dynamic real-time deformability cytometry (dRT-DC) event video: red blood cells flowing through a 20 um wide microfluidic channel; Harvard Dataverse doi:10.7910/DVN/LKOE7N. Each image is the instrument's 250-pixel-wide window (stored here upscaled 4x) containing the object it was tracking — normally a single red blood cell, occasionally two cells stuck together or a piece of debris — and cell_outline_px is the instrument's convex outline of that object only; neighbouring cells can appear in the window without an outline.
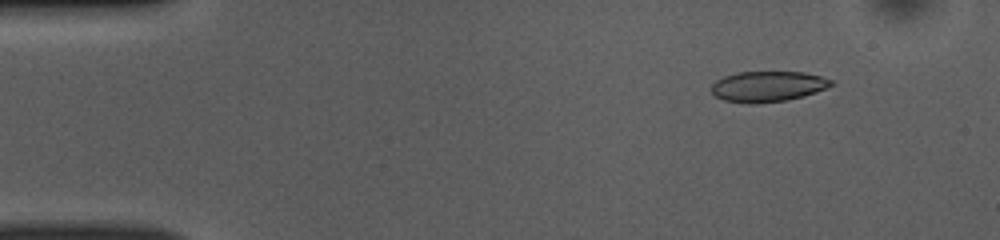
{"species": "common noctule bat (a hibernating species)", "species_latin": "Nyctalus noctula", "temperature_condition": "room temperature", "stored_images_in_passage": 46, "camera_frame_rate_fps": 3000, "um_per_image_px": 0.085, "animal": {"sex": "female", "body_mass_g": 10.0, "forearm_length_mm": 53.1}, "frame": {"image": 1, "passage_image": 2, "time_ms": 0.333, "image_size_px": [1000, 240], "cell_outline_px": [[836, 84], [816, 92], [804, 96], [788, 100], [756, 104], [748, 104], [724, 100], [716, 96], [712, 92], [712, 84], [716, 80], [724, 76], [736, 72], [804, 72], [820, 76], [832, 80]], "centroid_in_image_um": [65.28, 7.35], "position_along_channel_um": 19.7, "area_um2": 21.5}}
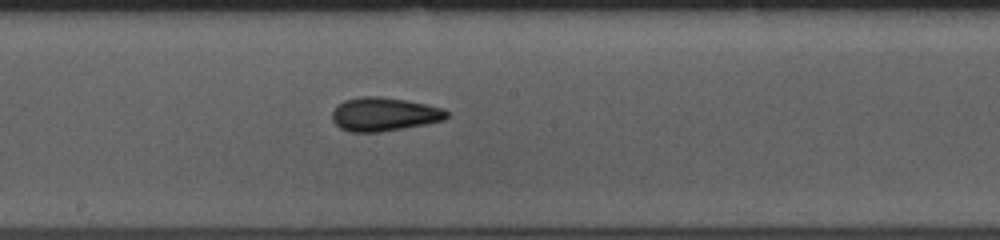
{"frame": {"image": 2, "passage_image": 23, "time_ms": 7.333, "image_size_px": [1000, 240], "cell_outline_px": [[452, 116], [444, 120], [404, 128], [380, 132], [352, 132], [340, 128], [332, 120], [332, 112], [336, 104], [344, 100], [364, 96], [380, 96], [404, 100], [444, 108]], "centroid_in_image_um": [32.65, 9.71], "position_along_channel_um": 215.6, "area_um2": 22.54}}
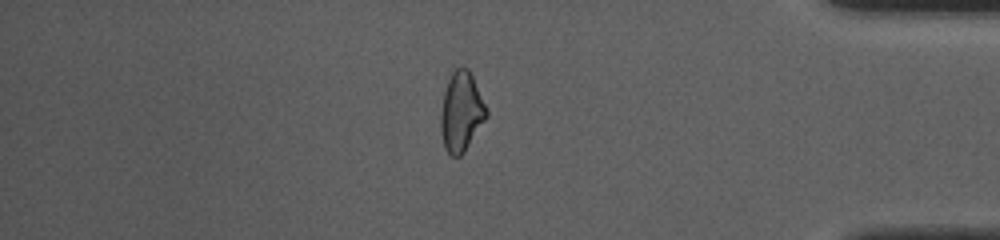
{"frame": {"image": 3, "passage_image": 39, "time_ms": 12.667, "image_size_px": [1000, 240], "cell_outline_px": [[488, 116], [464, 152], [460, 156], [452, 156], [444, 148], [440, 128], [440, 112], [444, 92], [448, 80], [452, 72], [460, 64], [468, 68], [472, 76], [488, 112]], "centroid_in_image_um": [39.19, 9.49], "position_along_channel_um": 396.0, "area_um2": 21.15}, "authors_computed_cell_mechanics": {"area_um2": 21.9929, "velocity_mm_per_s": 3.9711, "shape_relaxation_time_tau1_ms": 5.752, "shape_relaxation_time_tau2_ms": 3.3659, "deformation_change_tau1": 0.1172, "deformation_change_tau2": 0.0853}}